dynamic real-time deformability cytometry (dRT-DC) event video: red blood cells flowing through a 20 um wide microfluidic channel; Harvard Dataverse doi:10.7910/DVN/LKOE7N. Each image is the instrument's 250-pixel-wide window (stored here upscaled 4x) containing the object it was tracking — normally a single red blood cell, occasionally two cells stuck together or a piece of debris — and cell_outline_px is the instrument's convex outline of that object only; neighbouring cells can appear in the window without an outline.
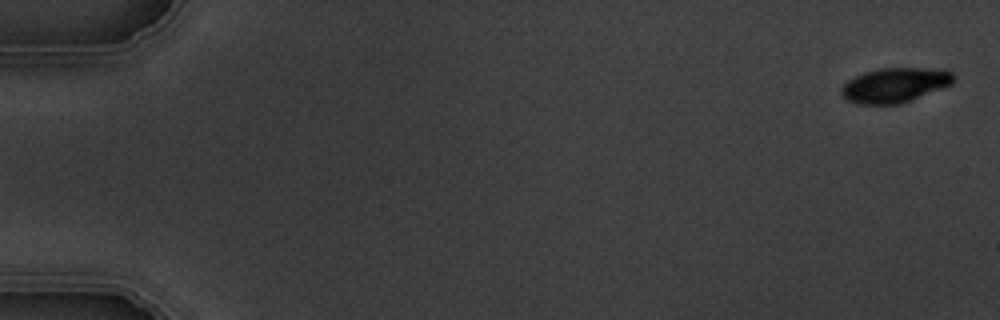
{"species": "common noctule bat (a hibernating species)", "species_latin": "Nyctalus noctula", "temperature_condition": "warm", "stored_images_in_passage": 6, "camera_frame_rate_fps": 3000, "um_per_image_px": 0.085, "animal": {"sex": "male", "body_mass_g": 19.5, "forearm_length_mm": 54.6}, "frame": {"image": 1, "passage_image": 1, "time_ms": 0.0, "image_size_px": [1000, 320], "cell_outline_px": [[952, 84], [900, 104], [856, 104], [848, 100], [840, 92], [840, 88], [848, 80], [864, 72], [880, 68], [940, 68], [952, 72]], "centroid_in_image_um": [76.04, 7.23], "position_along_channel_um": 9.0, "area_um2": 22.54}}
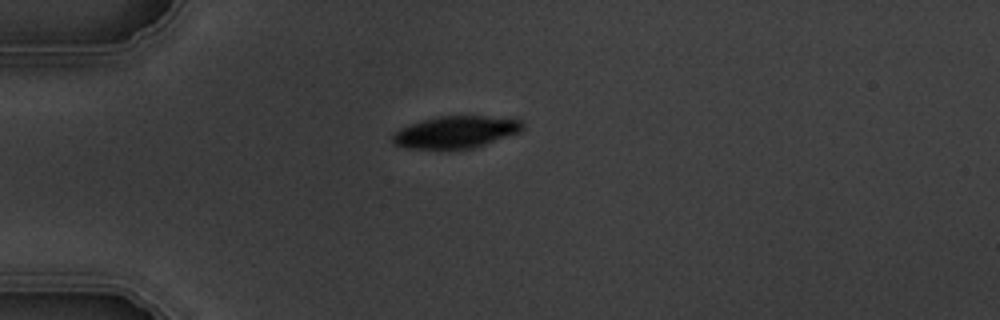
{"frame": {"image": 2, "passage_image": 5, "time_ms": 4.667, "image_size_px": [1000, 320], "cell_outline_px": [[524, 128], [520, 132], [472, 148], [404, 148], [392, 144], [392, 136], [400, 128], [408, 124], [440, 116], [484, 116], [520, 120], [524, 124]], "centroid_in_image_um": [38.71, 11.22], "position_along_channel_um": 46.3, "area_um2": 23.93}}